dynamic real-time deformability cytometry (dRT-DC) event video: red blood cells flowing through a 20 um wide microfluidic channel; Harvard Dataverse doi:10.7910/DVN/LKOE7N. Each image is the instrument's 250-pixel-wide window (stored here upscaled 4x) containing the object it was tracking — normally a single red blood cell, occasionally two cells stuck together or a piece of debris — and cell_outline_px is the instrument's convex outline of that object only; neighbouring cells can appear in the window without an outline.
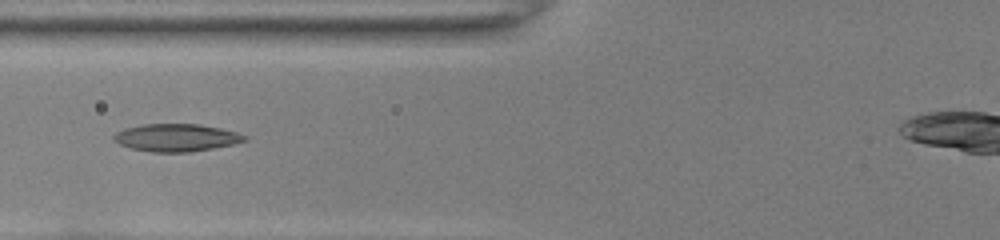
{"species": "common noctule bat (a hibernating species)", "species_latin": "Nyctalus noctula", "temperature_condition": "room temperature", "stored_images_in_passage": 40, "camera_frame_rate_fps": 3000, "um_per_image_px": 0.085, "animal": {"sex": "female", "body_mass_g": 22.0, "forearm_length_mm": 56.7}, "frame": {"image": 1, "passage_image": 12, "time_ms": 3.667, "image_size_px": [1000, 240], "cell_outline_px": [[248, 140], [232, 144], [212, 148], [188, 152], [152, 152], [132, 148], [120, 144], [112, 140], [112, 136], [116, 132], [124, 128], [144, 124], [200, 124], [220, 128], [236, 132], [248, 136]], "centroid_in_image_um": [14.97, 11.69], "position_along_channel_um": 110.8, "area_um2": 20.98}}
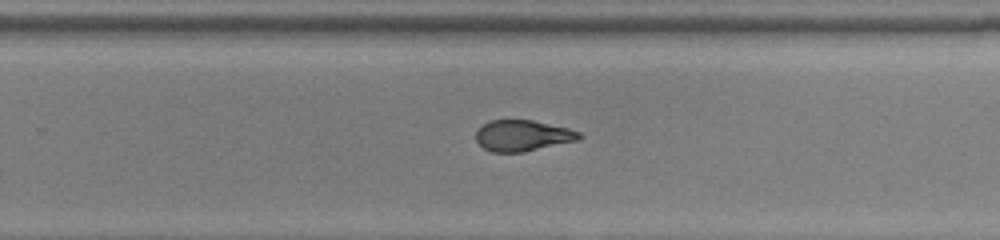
{"frame": {"image": 2, "passage_image": 25, "time_ms": 8.0, "image_size_px": [1000, 240], "cell_outline_px": [[584, 136], [580, 140], [524, 152], [492, 152], [484, 148], [476, 140], [476, 132], [488, 120], [532, 120], [568, 128], [580, 132]], "centroid_in_image_um": [44.46, 11.53], "position_along_channel_um": 285.3, "area_um2": 18.73}}
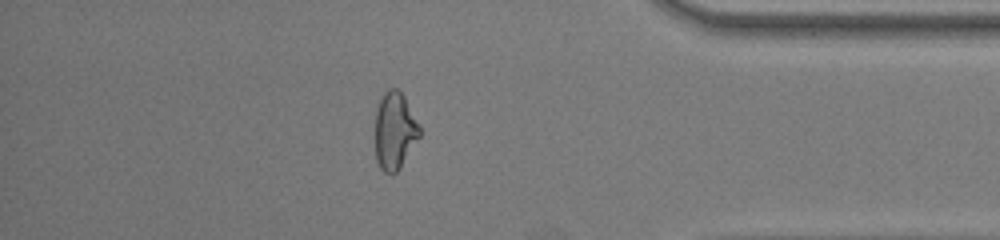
{"frame": {"image": 3, "passage_image": 35, "time_ms": 11.333, "image_size_px": [1000, 240], "cell_outline_px": [[420, 136], [400, 168], [392, 176], [384, 172], [380, 168], [376, 160], [376, 108], [384, 92], [388, 88], [396, 88], [404, 96], [420, 124]], "centroid_in_image_um": [33.56, 11.13], "position_along_channel_um": 401.6, "area_um2": 20.11}}